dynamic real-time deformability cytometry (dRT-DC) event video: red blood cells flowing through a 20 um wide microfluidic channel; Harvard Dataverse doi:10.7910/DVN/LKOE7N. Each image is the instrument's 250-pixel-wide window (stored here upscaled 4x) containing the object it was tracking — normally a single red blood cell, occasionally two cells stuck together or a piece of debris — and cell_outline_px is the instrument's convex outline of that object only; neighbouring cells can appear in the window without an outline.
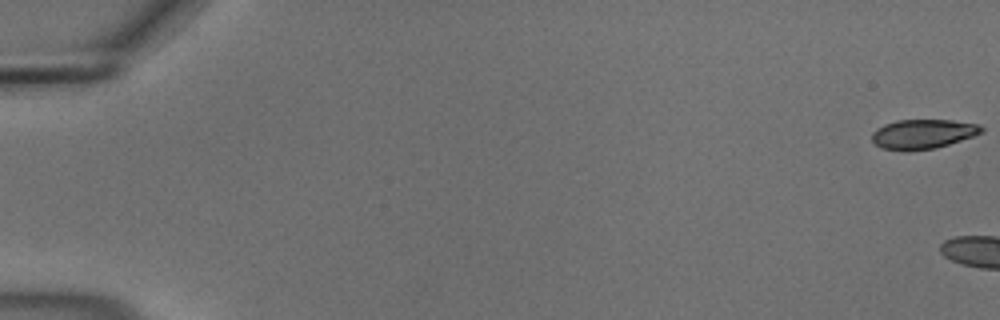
{"species": "common noctule bat (a hibernating species)", "species_latin": "Nyctalus noctula", "temperature_condition": "cold", "stored_images_in_passage": 5, "camera_frame_rate_fps": 3000, "um_per_image_px": 0.085, "animal": {"sex": "male", "body_mass_g": 18.8}, "frame": {"image": 1, "passage_image": 1, "time_ms": 0.0, "image_size_px": [1000, 320], "cell_outline_px": [[984, 132], [936, 148], [908, 152], [880, 148], [872, 140], [872, 132], [876, 128], [884, 124], [896, 120], [952, 120], [980, 124], [984, 128]], "centroid_in_image_um": [78.42, 11.4], "position_along_channel_um": 6.6, "area_um2": 19.07}}